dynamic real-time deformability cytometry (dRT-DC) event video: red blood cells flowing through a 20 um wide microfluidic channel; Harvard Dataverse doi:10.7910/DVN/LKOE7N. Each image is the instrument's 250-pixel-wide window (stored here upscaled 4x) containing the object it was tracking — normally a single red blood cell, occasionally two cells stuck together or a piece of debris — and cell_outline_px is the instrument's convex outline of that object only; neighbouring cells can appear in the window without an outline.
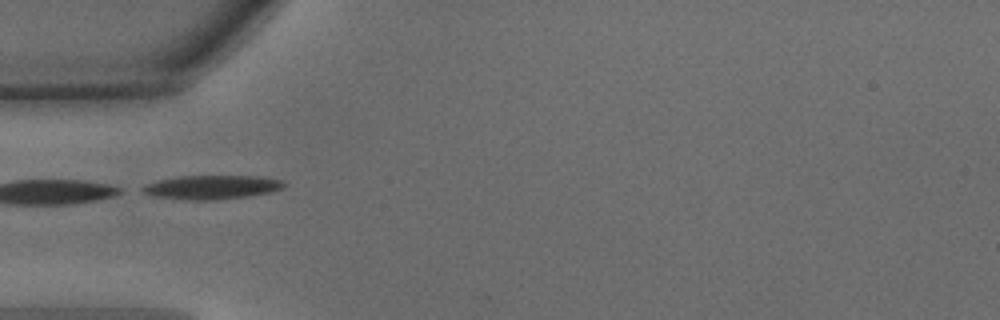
{"species": "common noctule bat (a hibernating species)", "species_latin": "Nyctalus noctula", "temperature_condition": "warm", "stored_images_in_passage": 3, "camera_frame_rate_fps": 3000, "um_per_image_px": 0.085, "animal": {"sex": "male", "body_mass_g": 15.6}, "frame": {"image": 1, "passage_image": 1, "time_ms": 0.0, "image_size_px": [1000, 320], "cell_outline_px": [[288, 184], [284, 188], [272, 192], [248, 196], [216, 200], [184, 200], [152, 196], [140, 192], [136, 188], [144, 184], [156, 180], [180, 176], [260, 176], [280, 180]], "centroid_in_image_um": [17.92, 15.92], "position_along_channel_um": 67.1, "area_um2": 20.23}}